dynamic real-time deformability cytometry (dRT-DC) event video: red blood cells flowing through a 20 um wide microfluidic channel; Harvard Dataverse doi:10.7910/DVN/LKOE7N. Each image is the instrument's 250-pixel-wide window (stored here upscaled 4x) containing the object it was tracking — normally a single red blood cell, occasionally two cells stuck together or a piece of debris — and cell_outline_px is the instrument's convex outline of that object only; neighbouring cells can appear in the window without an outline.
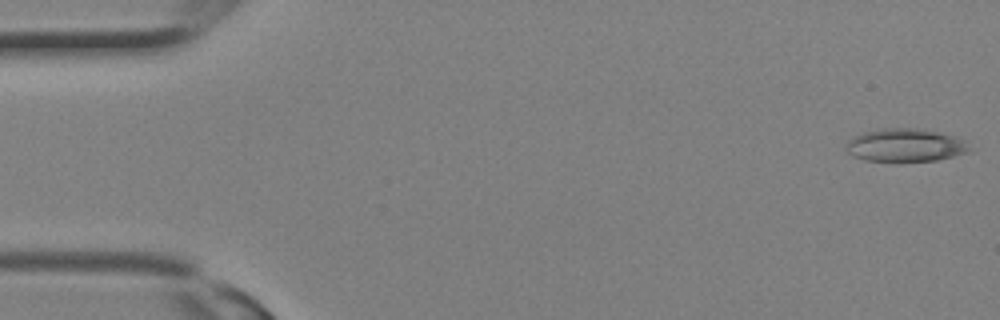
{"species": "Egyptian fruit bat (a non-hibernating species)", "species_latin": "Rousettus aegyptiacus", "temperature_condition": "room temperature", "stored_images_in_passage": 13, "camera_frame_rate_fps": 3000, "um_per_image_px": 0.085, "animal": {"sex": "female"}, "frame": {"image": 1, "passage_image": 1, "time_ms": 0.0, "image_size_px": [1000, 320], "cell_outline_px": [[968, 152], [936, 160], [864, 160], [852, 156], [848, 152], [848, 140], [860, 132], [876, 128], [916, 128], [940, 132], [964, 140], [968, 148]], "centroid_in_image_um": [76.9, 12.31], "position_along_channel_um": 8.1, "area_um2": 23.35}}
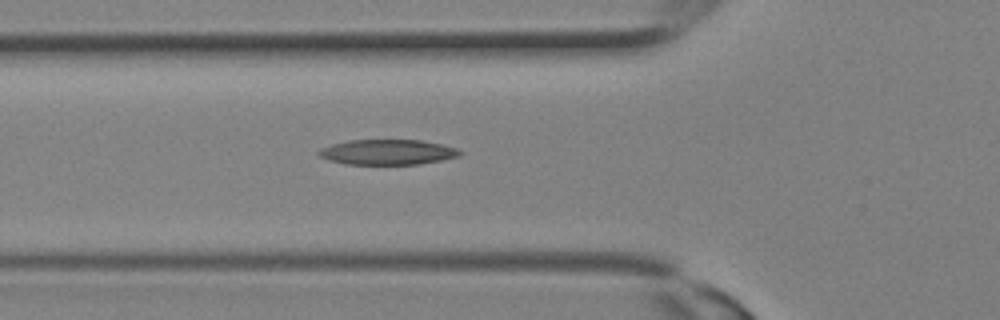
{"frame": {"image": 2, "passage_image": 11, "time_ms": 3.333, "image_size_px": [1000, 320], "cell_outline_px": [[464, 152], [460, 156], [420, 164], [344, 164], [328, 160], [320, 156], [316, 152], [320, 148], [332, 144], [348, 140], [420, 140], [460, 148]], "centroid_in_image_um": [32.95, 12.93], "position_along_channel_um": 92.8, "area_um2": 20.87}}
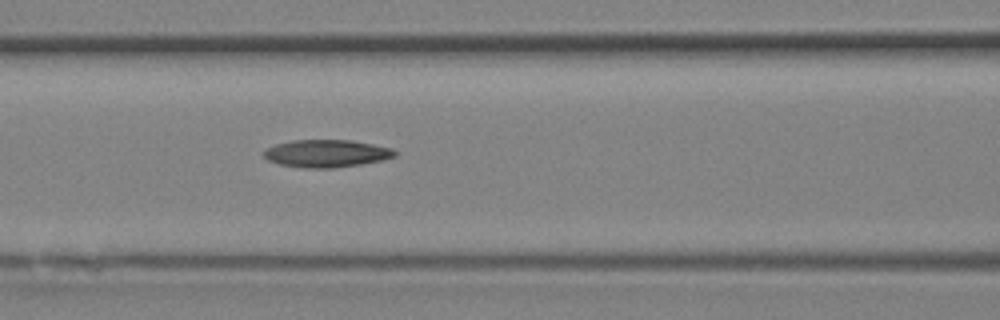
{"frame": {"image": 3, "passage_image": 13, "time_ms": 4.0, "image_size_px": [1000, 320], "cell_outline_px": [[400, 152], [396, 156], [380, 160], [360, 164], [332, 168], [304, 168], [280, 164], [268, 160], [260, 152], [264, 148], [276, 144], [292, 140], [352, 140], [392, 148]], "centroid_in_image_um": [27.72, 13.03], "position_along_channel_um": 138.9, "area_um2": 21.15}}